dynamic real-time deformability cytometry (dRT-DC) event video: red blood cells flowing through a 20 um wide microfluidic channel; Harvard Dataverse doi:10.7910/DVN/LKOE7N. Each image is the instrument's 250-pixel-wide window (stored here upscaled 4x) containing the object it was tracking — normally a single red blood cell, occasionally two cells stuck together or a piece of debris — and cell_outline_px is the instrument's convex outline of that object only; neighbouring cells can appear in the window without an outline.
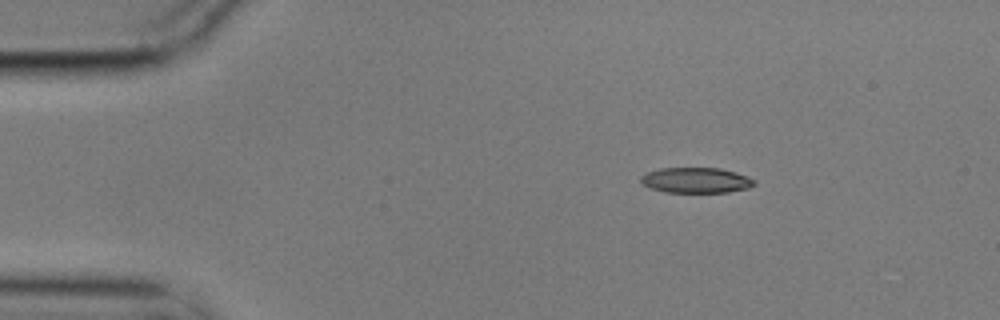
{"species": "common noctule bat (a hibernating species)", "species_latin": "Nyctalus noctula", "temperature_condition": "cold", "stored_images_in_passage": 3, "camera_frame_rate_fps": 3000, "um_per_image_px": 0.085, "animal": {"sex": "male", "body_mass_g": 17.9}, "frame": {"image": 1, "passage_image": 1, "time_ms": 0.0, "image_size_px": [1000, 320], "cell_outline_px": [[756, 184], [748, 188], [728, 192], [664, 192], [652, 188], [644, 184], [640, 180], [640, 176], [648, 172], [660, 168], [720, 168], [736, 172], [748, 176], [756, 180]], "centroid_in_image_um": [59.2, 15.31], "position_along_channel_um": 25.8, "area_um2": 16.82}}